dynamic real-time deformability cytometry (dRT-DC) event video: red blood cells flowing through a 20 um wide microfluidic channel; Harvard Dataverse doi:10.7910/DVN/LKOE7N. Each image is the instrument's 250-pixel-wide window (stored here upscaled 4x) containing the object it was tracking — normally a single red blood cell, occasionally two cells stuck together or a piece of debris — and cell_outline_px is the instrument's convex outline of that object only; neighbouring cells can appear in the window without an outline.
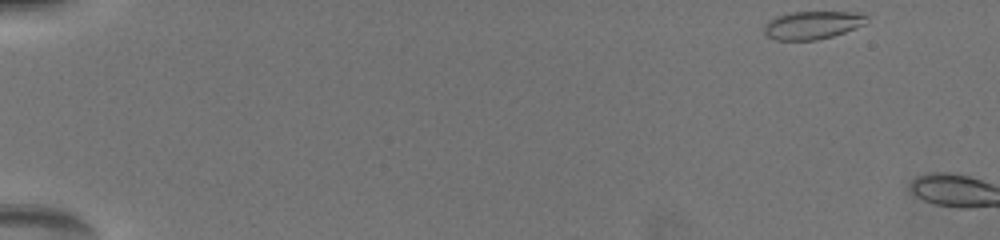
{"species": "common noctule bat (a hibernating species)", "species_latin": "Nyctalus noctula", "temperature_condition": "warm", "stored_images_in_passage": 4, "camera_frame_rate_fps": 3000, "um_per_image_px": 0.085, "animal": {"sex": "female", "body_mass_g": 19.5, "forearm_length_mm": 54.1}, "frame": {"image": 1, "passage_image": 1, "time_ms": 0.0, "image_size_px": [1000, 240], "cell_outline_px": [[868, 20], [864, 24], [856, 28], [832, 36], [816, 40], [776, 40], [768, 36], [764, 32], [764, 24], [768, 20], [776, 16], [792, 12], [860, 12], [868, 16]], "centroid_in_image_um": [69.06, 2.12], "position_along_channel_um": 15.9, "area_um2": 16.82}}